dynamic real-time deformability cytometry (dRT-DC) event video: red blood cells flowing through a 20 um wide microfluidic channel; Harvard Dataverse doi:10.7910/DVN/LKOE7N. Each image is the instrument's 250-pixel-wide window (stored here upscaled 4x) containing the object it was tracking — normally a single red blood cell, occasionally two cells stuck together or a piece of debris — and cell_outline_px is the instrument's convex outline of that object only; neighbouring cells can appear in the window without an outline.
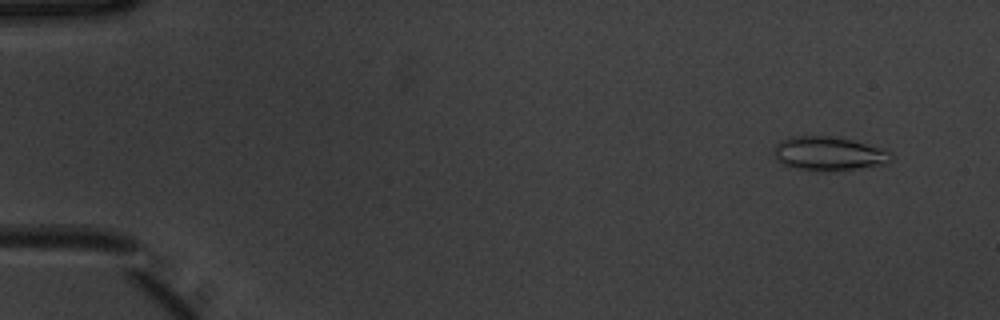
{"species": "common noctule bat (a hibernating species)", "species_latin": "Nyctalus noctula", "temperature_condition": "warm", "stored_images_in_passage": 50, "camera_frame_rate_fps": 3000, "um_per_image_px": 0.085, "animal": {"sex": "male", "body_mass_g": 20.1, "forearm_length_mm": 53.5}, "frame": {"image": 1, "passage_image": 4, "time_ms": 1.0, "image_size_px": [1000, 320], "cell_outline_px": [[892, 160], [880, 164], [860, 168], [836, 172], [816, 172], [792, 168], [784, 164], [776, 156], [772, 148], [780, 140], [788, 136], [840, 136], [884, 148], [892, 152]], "centroid_in_image_um": [70.45, 13.06], "position_along_channel_um": 14.6, "area_um2": 23.87}}
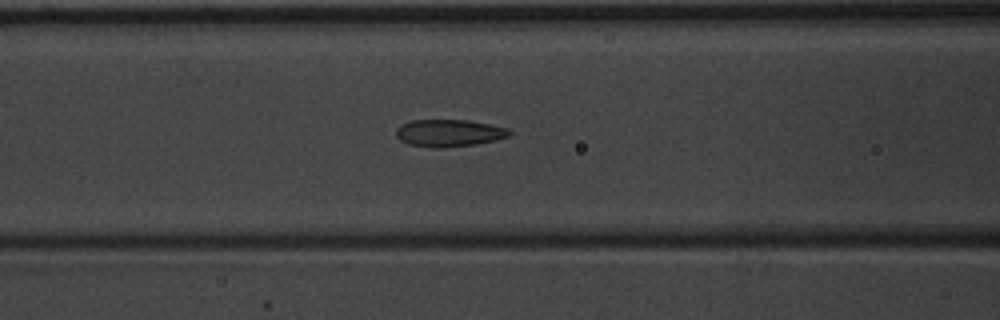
{"frame": {"image": 2, "passage_image": 22, "time_ms": 7.0, "image_size_px": [1000, 320], "cell_outline_px": [[512, 136], [496, 140], [476, 144], [436, 148], [428, 148], [408, 144], [400, 140], [396, 136], [396, 128], [400, 124], [412, 120], [468, 120], [508, 128], [512, 132]], "centroid_in_image_um": [38.16, 11.31], "position_along_channel_um": 128.4, "area_um2": 18.15}}
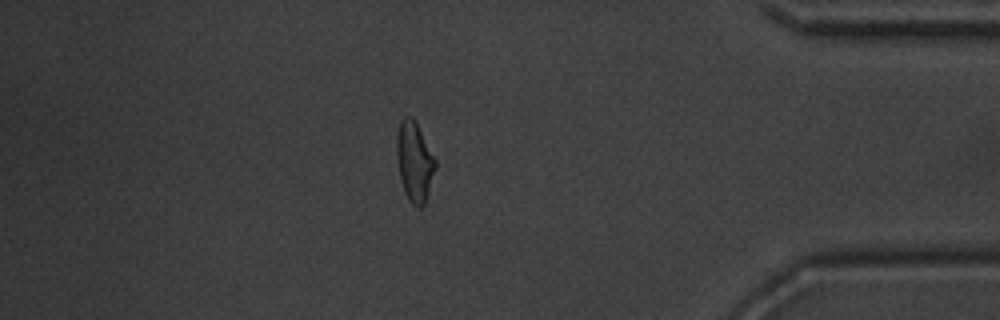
{"frame": {"image": 3, "passage_image": 45, "time_ms": 14.667, "image_size_px": [1000, 320], "cell_outline_px": [[436, 168], [424, 204], [420, 208], [416, 208], [408, 200], [404, 192], [400, 180], [396, 156], [396, 136], [400, 120], [404, 116], [412, 116], [416, 120], [436, 160]], "centroid_in_image_um": [35.21, 13.71], "position_along_channel_um": 400.0, "area_um2": 18.32}, "authors_computed_cell_mechanics": {"area_um2": 18.1492, "velocity_mm_per_s": 3.9606, "shape_relaxation_time_tau1_ms": 5.8609, "shape_relaxation_time_tau2_ms": 1.3, "deformation_change_tau1": 0.1844, "deformation_change_tau2": 0.0742}}